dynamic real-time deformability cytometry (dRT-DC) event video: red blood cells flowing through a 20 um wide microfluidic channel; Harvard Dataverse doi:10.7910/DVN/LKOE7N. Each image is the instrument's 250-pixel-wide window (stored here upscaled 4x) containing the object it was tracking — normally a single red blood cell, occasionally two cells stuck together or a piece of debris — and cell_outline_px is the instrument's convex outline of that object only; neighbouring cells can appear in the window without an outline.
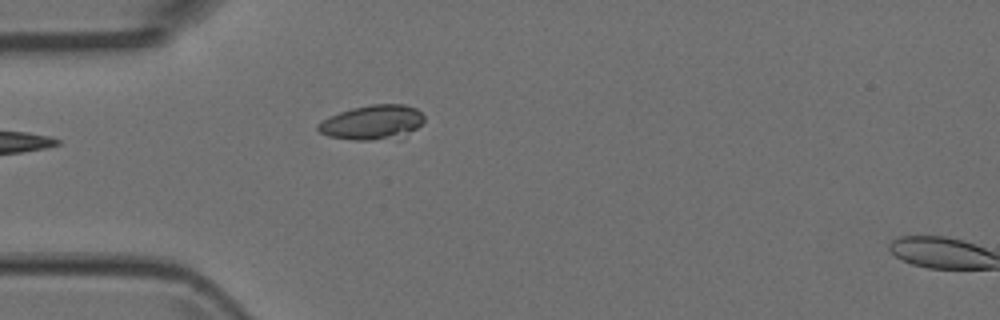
{"species": "Egyptian fruit bat (a non-hibernating species)", "species_latin": "Rousettus aegyptiacus", "temperature_condition": "room temperature", "stored_images_in_passage": 6, "camera_frame_rate_fps": 3000, "um_per_image_px": 0.085, "animal": {"sex": "female"}, "frame": {"image": 1, "passage_image": 5, "time_ms": 1.333, "image_size_px": [1000, 320], "cell_outline_px": [[424, 120], [416, 128], [372, 140], [356, 140], [328, 136], [320, 132], [316, 128], [316, 124], [328, 116], [352, 108], [372, 104], [404, 104], [416, 108], [424, 116]], "centroid_in_image_um": [31.54, 10.35], "position_along_channel_um": 53.5, "area_um2": 20.52}}